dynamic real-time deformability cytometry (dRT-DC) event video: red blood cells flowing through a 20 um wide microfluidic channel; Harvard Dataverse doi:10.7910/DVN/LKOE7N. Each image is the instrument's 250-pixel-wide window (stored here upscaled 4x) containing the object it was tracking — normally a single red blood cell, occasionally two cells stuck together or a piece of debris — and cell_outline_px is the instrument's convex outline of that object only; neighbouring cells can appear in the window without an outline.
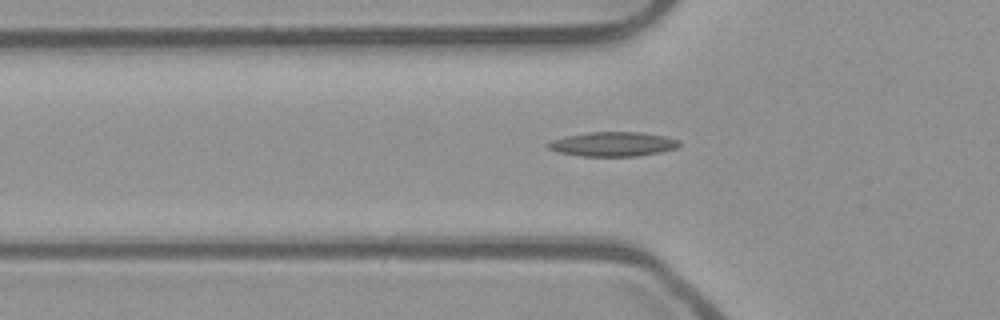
{"species": "common noctule bat (a hibernating species)", "species_latin": "Nyctalus noctula", "temperature_condition": "room temperature", "stored_images_in_passage": 45, "camera_frame_rate_fps": 3000, "um_per_image_px": 0.085, "animal": {"sex": "male", "body_mass_g": 23.1, "forearm_length_mm": 52.7}, "frame": {"image": 1, "passage_image": 17, "time_ms": 5.333, "image_size_px": [1000, 320], "cell_outline_px": [[680, 144], [676, 148], [660, 152], [636, 156], [580, 156], [560, 152], [548, 148], [544, 144], [552, 140], [564, 136], [588, 132], [640, 132], [664, 136], [680, 140]], "centroid_in_image_um": [52.08, 12.24], "position_along_channel_um": 73.7, "area_um2": 18.67}}
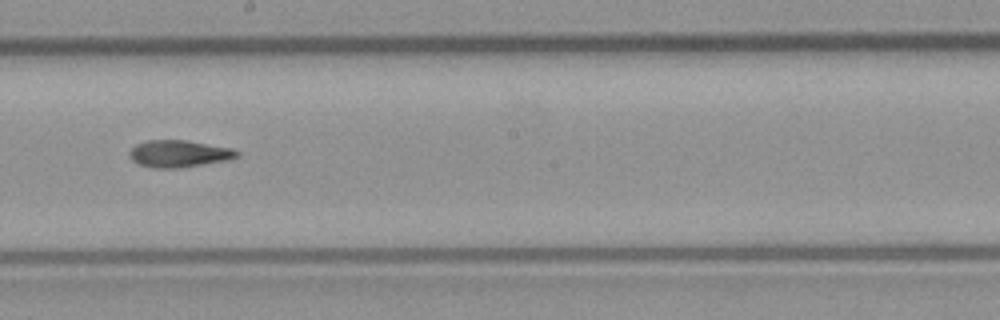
{"frame": {"image": 2, "passage_image": 29, "time_ms": 9.333, "image_size_px": [1000, 320], "cell_outline_px": [[240, 156], [232, 160], [180, 168], [152, 168], [140, 164], [132, 160], [128, 156], [128, 152], [136, 144], [148, 140], [184, 140], [232, 148], [240, 152]], "centroid_in_image_um": [15.25, 13.07], "position_along_channel_um": 233.0, "area_um2": 17.17}}
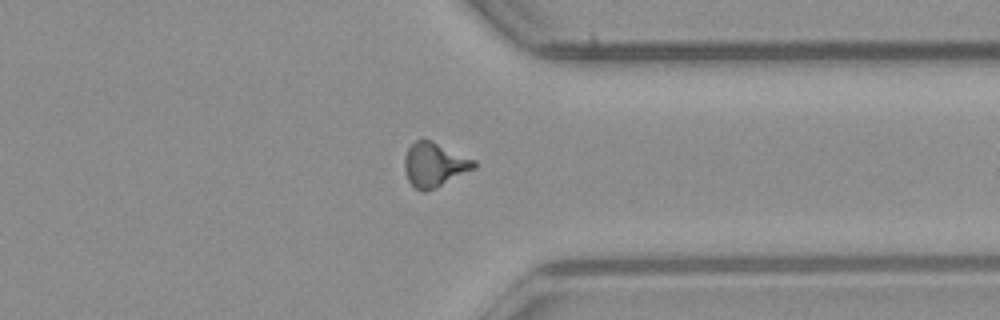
{"frame": {"image": 3, "passage_image": 40, "time_ms": 13.0, "image_size_px": [1000, 320], "cell_outline_px": [[476, 168], [436, 188], [424, 192], [416, 188], [408, 180], [404, 168], [404, 156], [408, 148], [416, 140], [432, 140], [476, 160]], "centroid_in_image_um": [36.94, 14.0], "position_along_channel_um": 374.5, "area_um2": 17.98}}